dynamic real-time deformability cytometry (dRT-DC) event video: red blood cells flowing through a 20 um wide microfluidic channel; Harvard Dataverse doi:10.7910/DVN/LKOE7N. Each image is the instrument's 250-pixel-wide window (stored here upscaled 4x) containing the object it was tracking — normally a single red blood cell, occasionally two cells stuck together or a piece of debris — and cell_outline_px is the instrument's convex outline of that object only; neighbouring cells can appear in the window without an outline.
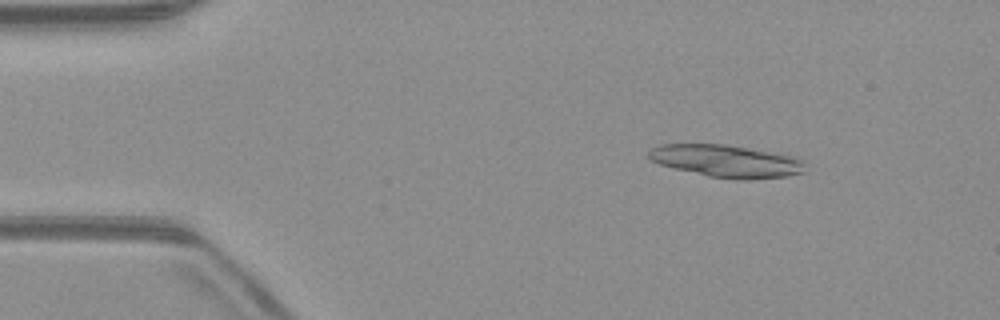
{"species": "common noctule bat (a hibernating species)", "species_latin": "Nyctalus noctula", "temperature_condition": "warm", "stored_images_in_passage": 46, "segment_of_instrument_passage": [1, 2], "camera_frame_rate_fps": 3000, "um_per_image_px": 0.085, "animal": {"sex": "male", "body_mass_g": 23.1, "forearm_length_mm": 52.7}, "frame": {"image": 1, "passage_image": 1, "time_ms": 0.0, "image_size_px": [1000, 320], "cell_outline_px": [[804, 172], [788, 176], [748, 180], [736, 180], [708, 176], [660, 164], [652, 160], [648, 156], [648, 152], [652, 148], [660, 144], [724, 144], [788, 152], [796, 156], [804, 164]], "centroid_in_image_um": [61.85, 13.67], "position_along_channel_um": 23.2, "area_um2": 30.11}}